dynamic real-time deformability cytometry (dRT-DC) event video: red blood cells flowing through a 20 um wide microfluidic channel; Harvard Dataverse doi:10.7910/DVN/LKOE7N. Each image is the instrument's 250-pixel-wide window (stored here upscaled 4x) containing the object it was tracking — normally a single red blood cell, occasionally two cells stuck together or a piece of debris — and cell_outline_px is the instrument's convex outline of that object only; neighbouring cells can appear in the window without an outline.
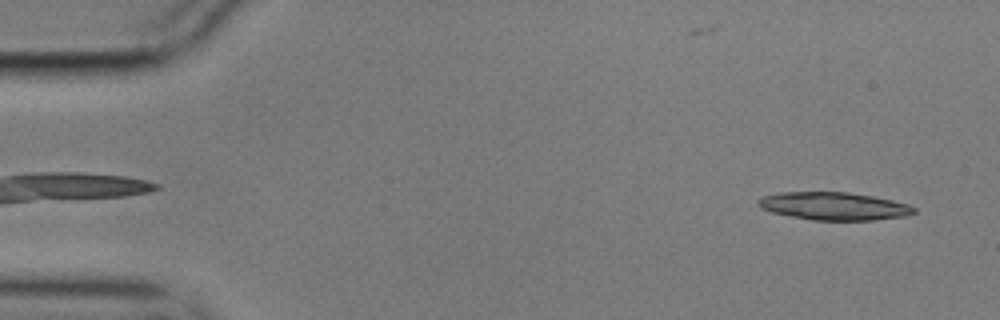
{"species": "common noctule bat (a hibernating species)", "species_latin": "Nyctalus noctula", "temperature_condition": "cold", "stored_images_in_passage": 23, "camera_frame_rate_fps": 3000, "um_per_image_px": 0.085, "animal": {"sex": "male", "body_mass_g": 17.9}, "frame": {"image": 1, "passage_image": 2, "time_ms": 0.333, "image_size_px": [1000, 320], "cell_outline_px": [[916, 212], [908, 216], [872, 220], [812, 220], [772, 212], [760, 208], [756, 204], [756, 200], [760, 196], [780, 192], [848, 192], [872, 196], [892, 200], [908, 204], [916, 208]], "centroid_in_image_um": [70.86, 17.51], "position_along_channel_um": 14.1, "area_um2": 25.43}}